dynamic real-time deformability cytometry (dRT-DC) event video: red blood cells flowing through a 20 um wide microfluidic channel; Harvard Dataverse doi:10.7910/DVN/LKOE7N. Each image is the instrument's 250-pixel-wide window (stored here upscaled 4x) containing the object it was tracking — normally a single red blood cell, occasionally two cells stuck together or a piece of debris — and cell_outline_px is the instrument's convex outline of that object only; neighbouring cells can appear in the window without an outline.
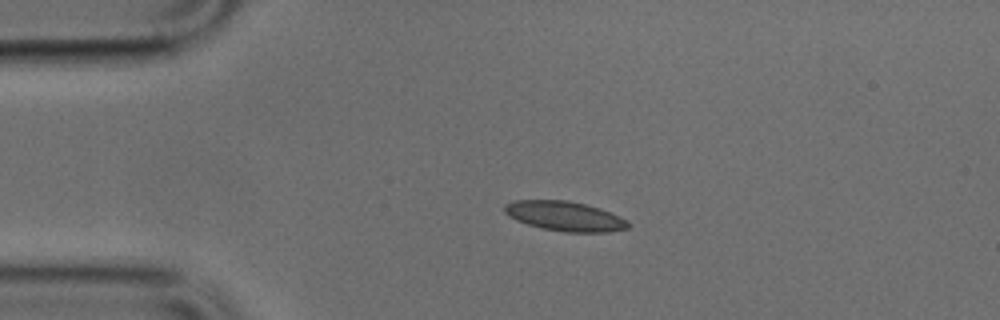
{"species": "common noctule bat (a hibernating species)", "species_latin": "Nyctalus noctula", "temperature_condition": "cold", "stored_images_in_passage": 40, "camera_frame_rate_fps": 3000, "um_per_image_px": 0.085, "animal": {"sex": "male", "body_mass_g": 17.9, "forearm_length_mm": 54.2}, "frame": {"image": 1, "passage_image": 1, "time_ms": 0.0, "image_size_px": [1000, 320], "cell_outline_px": [[632, 224], [628, 228], [608, 232], [564, 232], [540, 228], [516, 220], [508, 216], [504, 212], [504, 204], [516, 200], [568, 200], [600, 208], [620, 216], [628, 220]], "centroid_in_image_um": [48.02, 18.37], "position_along_channel_um": 37.0, "area_um2": 21.56}}
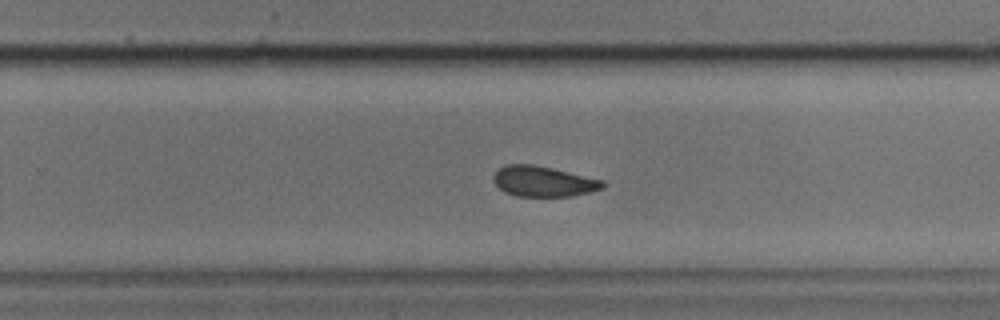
{"frame": {"image": 2, "passage_image": 22, "time_ms": 7.0, "image_size_px": [1000, 320], "cell_outline_px": [[604, 188], [572, 196], [516, 196], [504, 192], [492, 180], [492, 176], [500, 168], [508, 164], [532, 164], [552, 168], [604, 180]], "centroid_in_image_um": [46.17, 15.42], "position_along_channel_um": 283.6, "area_um2": 19.31}}
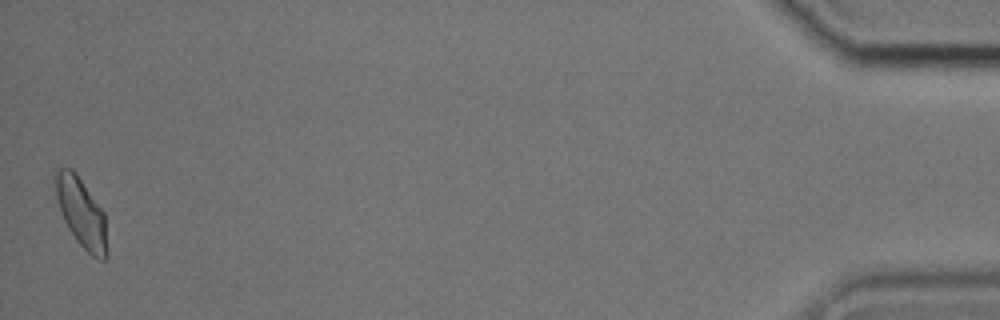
{"frame": {"image": 3, "passage_image": 40, "time_ms": 13.0, "image_size_px": [1000, 320], "cell_outline_px": [[108, 256], [104, 260], [100, 260], [92, 256], [76, 240], [68, 228], [64, 220], [56, 196], [56, 168], [72, 168], [76, 172], [104, 212], [108, 248]], "centroid_in_image_um": [6.95, 18.11], "position_along_channel_um": 428.2, "area_um2": 20.75}}